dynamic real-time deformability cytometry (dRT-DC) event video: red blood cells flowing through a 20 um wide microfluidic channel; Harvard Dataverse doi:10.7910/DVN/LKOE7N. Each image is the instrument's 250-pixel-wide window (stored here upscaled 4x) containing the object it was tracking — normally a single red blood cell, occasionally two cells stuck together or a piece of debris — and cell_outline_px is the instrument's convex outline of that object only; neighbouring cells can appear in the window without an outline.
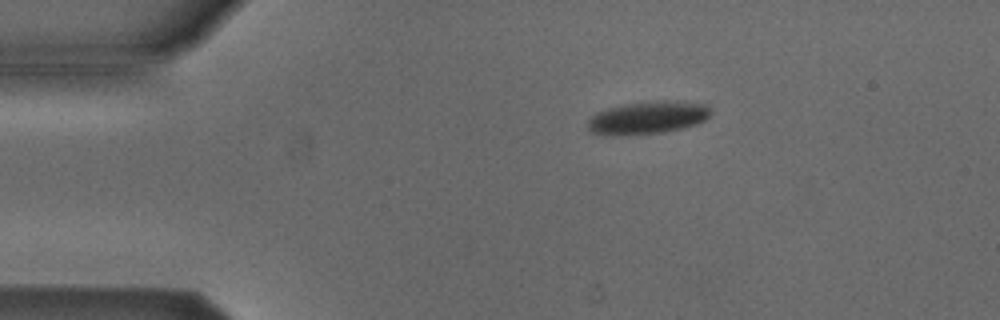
{"species": "Egyptian fruit bat (a non-hibernating species)", "species_latin": "Rousettus aegyptiacus", "temperature_condition": "cold", "stored_images_in_passage": 6, "camera_frame_rate_fps": 3000, "um_per_image_px": 0.085, "animal": {"sex": "male"}, "frame": {"image": 1, "passage_image": 2, "time_ms": 2.0, "image_size_px": [1000, 320], "cell_outline_px": [[712, 112], [704, 120], [696, 124], [664, 132], [592, 132], [588, 128], [588, 120], [596, 112], [608, 108], [624, 104], [656, 100], [676, 100], [708, 104]], "centroid_in_image_um": [55.17, 9.92], "position_along_channel_um": 29.8, "area_um2": 22.54}}
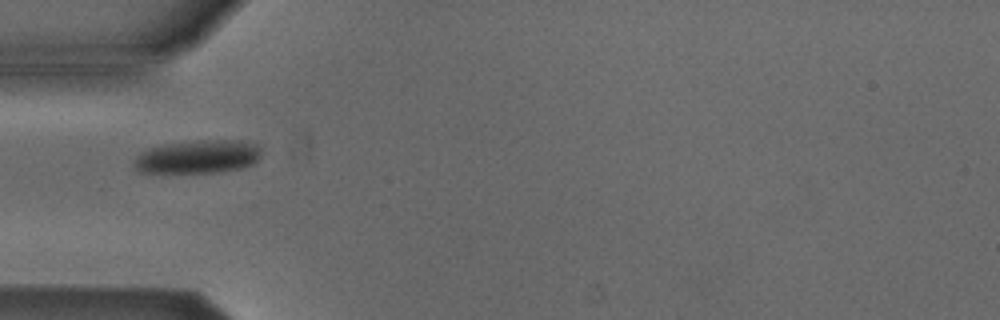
{"frame": {"image": 2, "passage_image": 4, "time_ms": 4.333, "image_size_px": [1000, 320], "cell_outline_px": [[260, 156], [252, 164], [240, 168], [216, 172], [136, 172], [132, 164], [132, 160], [140, 152], [148, 148], [168, 144], [200, 140], [236, 140], [252, 144], [260, 148]], "centroid_in_image_um": [16.74, 13.33], "position_along_channel_um": 68.3, "area_um2": 24.51}}
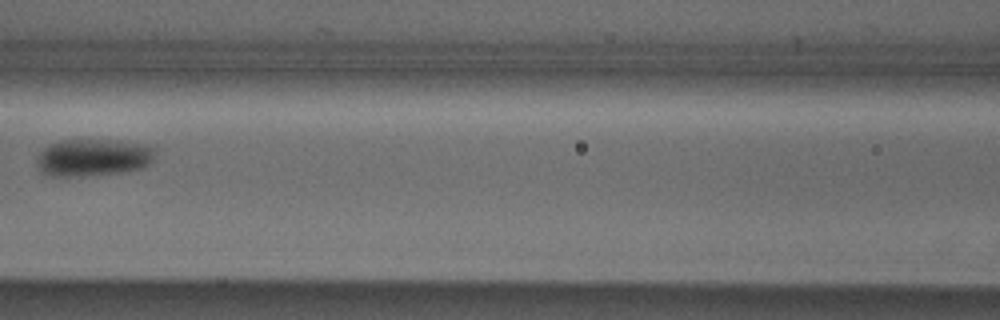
{"frame": {"image": 3, "passage_image": 6, "time_ms": 6.667, "image_size_px": [1000, 320], "cell_outline_px": [[156, 156], [144, 168], [124, 172], [76, 176], [44, 176], [40, 168], [40, 152], [48, 144], [60, 140], [120, 140], [144, 144], [156, 148]], "centroid_in_image_um": [7.99, 13.38], "position_along_channel_um": 158.6, "area_um2": 25.78}}